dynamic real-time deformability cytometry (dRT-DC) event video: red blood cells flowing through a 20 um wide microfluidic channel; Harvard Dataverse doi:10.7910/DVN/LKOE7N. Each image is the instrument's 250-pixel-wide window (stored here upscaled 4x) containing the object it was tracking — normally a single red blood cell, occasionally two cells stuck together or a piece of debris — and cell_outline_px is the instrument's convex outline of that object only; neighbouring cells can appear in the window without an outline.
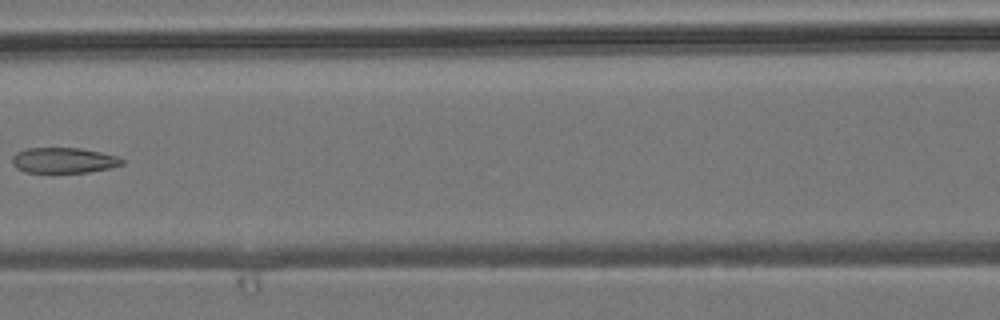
{"species": "common noctule bat (a hibernating species)", "species_latin": "Nyctalus noctula", "temperature_condition": "room temperature", "stored_images_in_passage": 8, "camera_frame_rate_fps": 3000, "um_per_image_px": 0.085, "animal": {"sex": "male", "body_mass_g": 19.2, "forearm_length_mm": 51.8}, "frame": {"image": 1, "passage_image": 7, "time_ms": 7.0, "image_size_px": [1000, 320], "cell_outline_px": [[124, 164], [108, 168], [88, 172], [24, 172], [16, 168], [12, 164], [12, 156], [16, 152], [28, 148], [80, 148], [120, 156], [124, 160]], "centroid_in_image_um": [5.41, 13.62], "position_along_channel_um": 161.2, "area_um2": 16.36}}
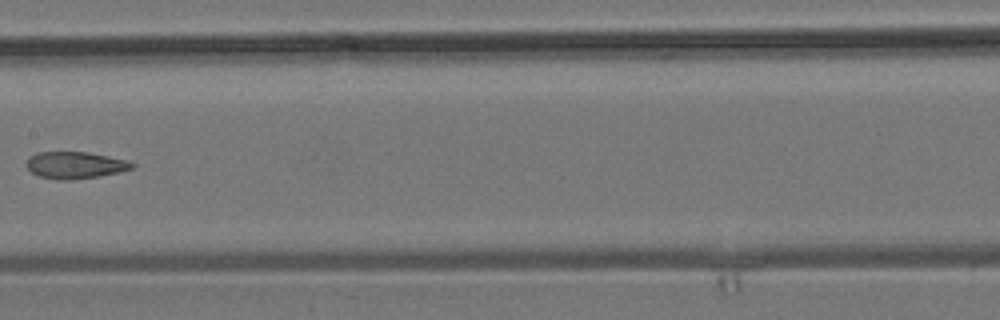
{"frame": {"image": 2, "passage_image": 8, "time_ms": 8.0, "image_size_px": [1000, 320], "cell_outline_px": [[136, 164], [132, 168], [120, 172], [100, 176], [68, 180], [60, 180], [40, 176], [32, 172], [24, 164], [28, 156], [36, 152], [88, 152], [128, 160]], "centroid_in_image_um": [6.37, 14.02], "position_along_channel_um": 201.0, "area_um2": 16.65}}